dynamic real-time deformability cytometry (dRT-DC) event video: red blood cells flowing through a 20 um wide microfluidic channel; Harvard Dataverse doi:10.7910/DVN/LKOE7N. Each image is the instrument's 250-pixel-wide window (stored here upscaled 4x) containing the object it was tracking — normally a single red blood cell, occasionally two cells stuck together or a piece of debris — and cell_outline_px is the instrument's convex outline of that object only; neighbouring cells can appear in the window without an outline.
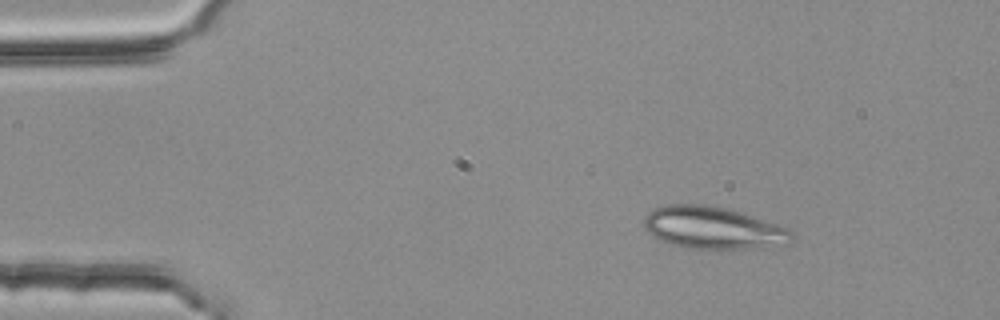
{"species": "common noctule bat (a hibernating species)", "species_latin": "Nyctalus noctula", "temperature_condition": "room temperature", "stored_images_in_passage": 3, "camera_frame_rate_fps": 3000, "um_per_image_px": 0.085, "animal": {"sex": "female", "body_mass_g": 25.1}, "frame": {"image": 1, "passage_image": 1, "time_ms": 0.0, "image_size_px": [1000, 320], "cell_outline_px": [[792, 240], [788, 244], [760, 248], [720, 252], [684, 248], [660, 240], [652, 236], [644, 228], [644, 216], [652, 208], [668, 204], [708, 204], [740, 212], [792, 228]], "centroid_in_image_um": [60.63, 19.41], "position_along_channel_um": 24.4, "area_um2": 37.74}}